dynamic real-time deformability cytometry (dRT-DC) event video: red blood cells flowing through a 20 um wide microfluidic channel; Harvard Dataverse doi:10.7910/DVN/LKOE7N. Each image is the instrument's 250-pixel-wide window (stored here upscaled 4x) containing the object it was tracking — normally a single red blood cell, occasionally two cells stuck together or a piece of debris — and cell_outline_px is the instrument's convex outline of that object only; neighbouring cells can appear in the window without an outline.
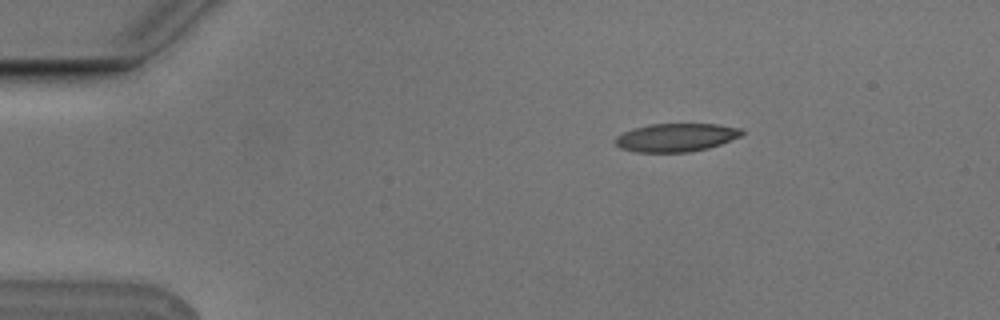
{"species": "Egyptian fruit bat (a non-hibernating species)", "species_latin": "Rousettus aegyptiacus", "temperature_condition": "cold", "stored_images_in_passage": 3, "camera_frame_rate_fps": 3000, "um_per_image_px": 0.085, "animal": {"sex": "male"}, "frame": {"image": 1, "passage_image": 1, "time_ms": 0.0, "image_size_px": [1000, 320], "cell_outline_px": [[744, 132], [740, 136], [720, 144], [708, 148], [688, 152], [636, 152], [620, 148], [612, 140], [616, 136], [624, 132], [648, 124], [716, 124], [740, 128]], "centroid_in_image_um": [57.43, 11.69], "position_along_channel_um": 27.6, "area_um2": 20.75}}